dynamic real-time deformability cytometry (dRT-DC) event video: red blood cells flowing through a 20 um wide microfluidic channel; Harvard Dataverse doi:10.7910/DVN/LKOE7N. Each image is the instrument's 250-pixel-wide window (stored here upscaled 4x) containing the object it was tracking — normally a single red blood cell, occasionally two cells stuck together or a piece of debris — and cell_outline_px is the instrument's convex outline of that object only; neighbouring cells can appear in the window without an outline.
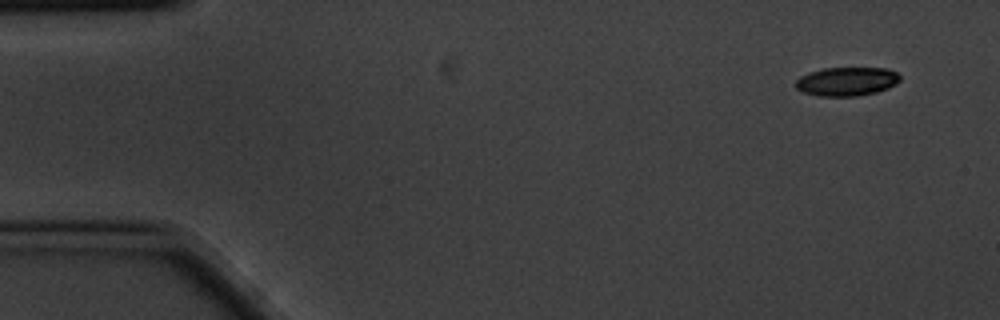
{"species": "common noctule bat (a hibernating species)", "species_latin": "Nyctalus noctula", "temperature_condition": "cold", "stored_images_in_passage": 5, "camera_frame_rate_fps": 3000, "um_per_image_px": 0.085, "animal": {"sex": "male", "body_mass_g": 20.1, "forearm_length_mm": 53.5}, "frame": {"image": 1, "passage_image": 1, "time_ms": 0.0, "image_size_px": [1000, 320], "cell_outline_px": [[900, 80], [896, 84], [888, 88], [876, 92], [856, 96], [816, 96], [804, 92], [796, 88], [796, 80], [800, 76], [808, 72], [824, 68], [888, 68], [896, 72], [900, 76]], "centroid_in_image_um": [71.97, 6.92], "position_along_channel_um": 13.0, "area_um2": 17.57}}
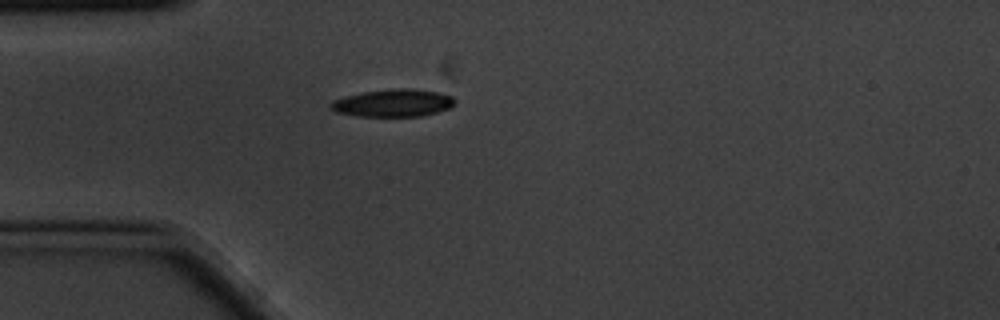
{"frame": {"image": 2, "passage_image": 4, "time_ms": 1.0, "image_size_px": [1000, 320], "cell_outline_px": [[456, 104], [448, 108], [424, 116], [356, 116], [336, 112], [328, 108], [328, 104], [332, 100], [344, 96], [360, 92], [392, 88], [412, 88], [436, 92], [452, 96], [456, 100]], "centroid_in_image_um": [33.36, 8.75], "position_along_channel_um": 51.6, "area_um2": 20.23}}